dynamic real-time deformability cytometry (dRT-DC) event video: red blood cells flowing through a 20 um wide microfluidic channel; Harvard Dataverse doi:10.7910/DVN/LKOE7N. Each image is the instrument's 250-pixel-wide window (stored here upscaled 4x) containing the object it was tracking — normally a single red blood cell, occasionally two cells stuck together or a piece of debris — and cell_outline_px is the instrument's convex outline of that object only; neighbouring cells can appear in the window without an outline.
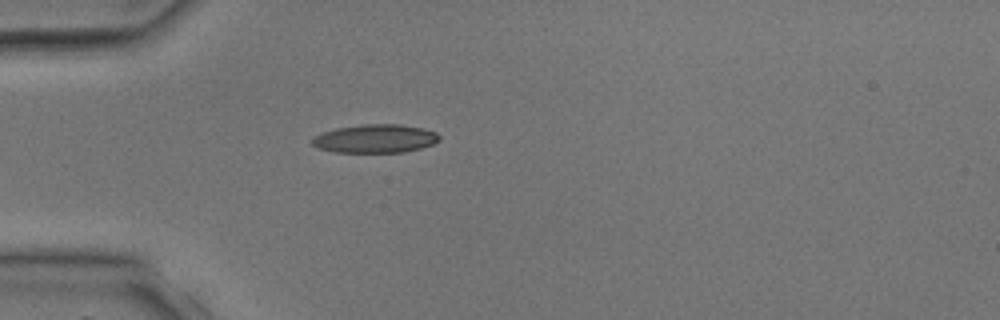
{"species": "common noctule bat (a hibernating species)", "species_latin": "Nyctalus noctula", "temperature_condition": "room temperature", "stored_images_in_passage": 1, "camera_frame_rate_fps": 3000, "um_per_image_px": 0.085, "animal": {"sex": "male", "body_mass_g": 17.9, "forearm_length_mm": 54.2}, "frame": {"image": 1, "passage_image": 1, "time_ms": 0.0, "image_size_px": [1000, 320], "cell_outline_px": [[440, 140], [432, 144], [420, 148], [404, 152], [336, 152], [316, 148], [312, 144], [312, 136], [320, 132], [336, 128], [360, 124], [400, 124], [424, 128], [436, 132], [440, 136]], "centroid_in_image_um": [31.86, 11.77], "position_along_channel_um": 53.1, "area_um2": 21.33}}